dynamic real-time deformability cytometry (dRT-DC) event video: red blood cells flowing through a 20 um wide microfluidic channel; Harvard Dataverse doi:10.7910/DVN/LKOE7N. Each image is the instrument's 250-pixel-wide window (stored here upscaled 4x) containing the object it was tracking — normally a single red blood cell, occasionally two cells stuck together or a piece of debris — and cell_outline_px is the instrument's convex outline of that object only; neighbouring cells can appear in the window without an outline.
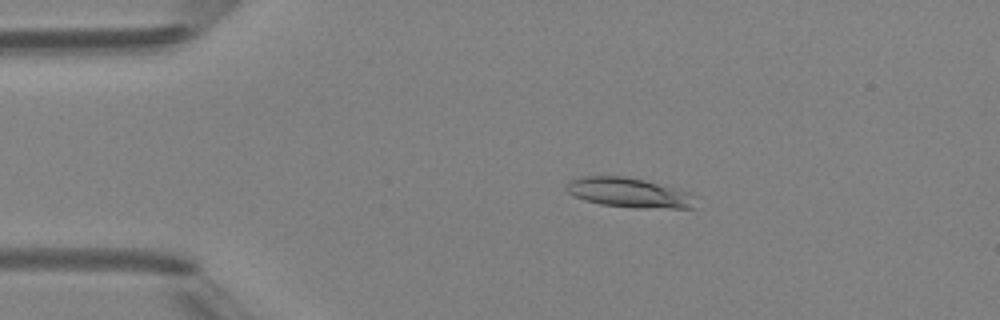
{"species": "Egyptian fruit bat (a non-hibernating species)", "species_latin": "Rousettus aegyptiacus", "temperature_condition": "room temperature", "stored_images_in_passage": 3, "camera_frame_rate_fps": 3000, "um_per_image_px": 0.085, "animal": {"sex": "female"}, "frame": {"image": 1, "passage_image": 2, "time_ms": 1.333, "image_size_px": [1000, 320], "cell_outline_px": [[696, 208], [636, 208], [600, 204], [584, 200], [568, 192], [564, 188], [568, 180], [580, 176], [624, 176], [644, 180], [680, 188], [688, 192]], "centroid_in_image_um": [53.42, 16.37], "position_along_channel_um": 31.6, "area_um2": 22.43}}